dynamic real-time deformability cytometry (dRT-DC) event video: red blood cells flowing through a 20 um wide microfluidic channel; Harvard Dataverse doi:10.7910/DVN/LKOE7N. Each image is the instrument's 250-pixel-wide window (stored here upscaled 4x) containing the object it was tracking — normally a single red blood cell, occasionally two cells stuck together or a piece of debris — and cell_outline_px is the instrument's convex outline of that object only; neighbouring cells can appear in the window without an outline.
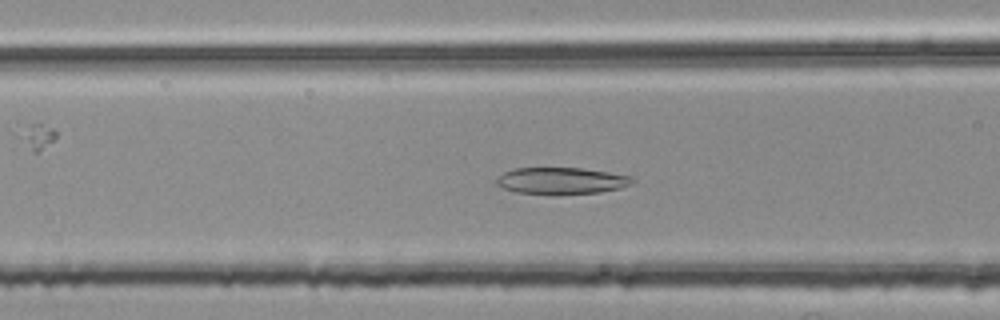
{"species": "common noctule bat (a hibernating species)", "species_latin": "Nyctalus noctula", "temperature_condition": "room temperature", "stored_images_in_passage": 42, "camera_frame_rate_fps": 3000, "um_per_image_px": 0.085, "animal": {"sex": "female", "body_mass_g": 25.1}, "frame": {"image": 1, "passage_image": 11, "time_ms": 3.333, "image_size_px": [1000, 320], "cell_outline_px": [[636, 180], [632, 184], [620, 188], [600, 192], [556, 196], [552, 196], [516, 192], [504, 188], [496, 184], [496, 180], [504, 172], [516, 168], [584, 168], [632, 176]], "centroid_in_image_um": [47.75, 15.39], "position_along_channel_um": 118.9, "area_um2": 21.62}}
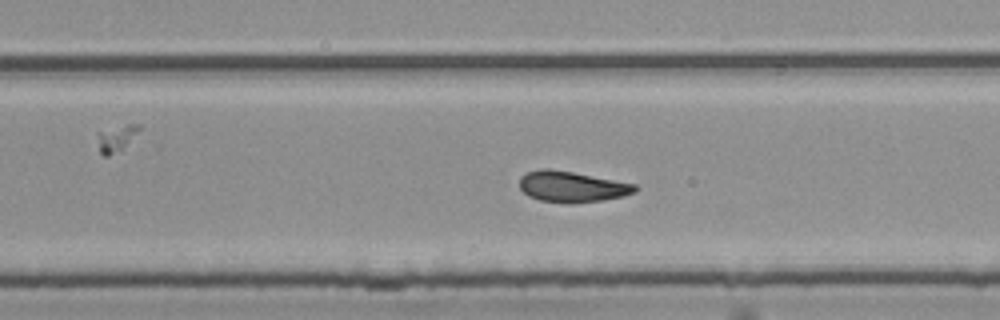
{"frame": {"image": 2, "passage_image": 24, "time_ms": 7.667, "image_size_px": [1000, 320], "cell_outline_px": [[640, 188], [636, 192], [624, 196], [600, 200], [572, 204], [568, 204], [540, 200], [528, 196], [520, 188], [520, 176], [528, 172], [540, 168], [548, 168], [572, 172], [636, 184]], "centroid_in_image_um": [48.62, 15.87], "position_along_channel_um": 281.2, "area_um2": 20.87}}
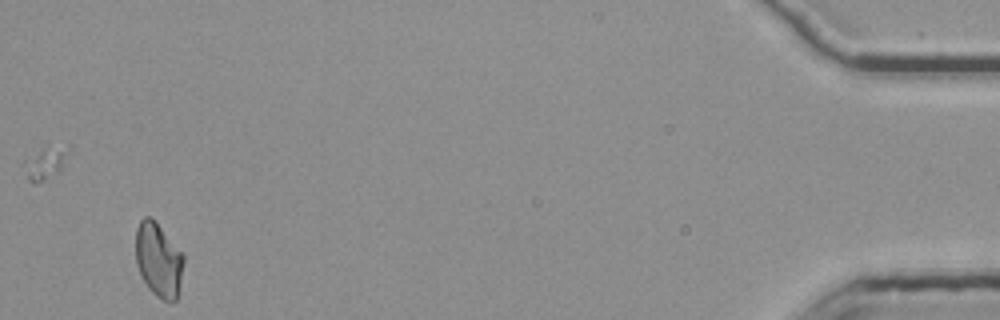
{"frame": {"image": 3, "passage_image": 42, "time_ms": 13.667, "image_size_px": [1000, 320], "cell_outline_px": [[184, 260], [180, 284], [176, 300], [172, 304], [156, 296], [148, 288], [136, 264], [136, 228], [140, 220], [144, 216], [152, 216], [184, 256]], "centroid_in_image_um": [13.47, 22.09], "position_along_channel_um": 421.7, "area_um2": 20.69}, "authors_computed_cell_mechanics": {"area_um2": 20.8658, "velocity_mm_per_s": 3.745, "shape_relaxation_time_tau1_ms": 9.7942, "shape_relaxation_time_tau2_ms": 3.4274, "deformation_change_tau1": 0.2025, "deformation_change_tau2": 0.1055}}